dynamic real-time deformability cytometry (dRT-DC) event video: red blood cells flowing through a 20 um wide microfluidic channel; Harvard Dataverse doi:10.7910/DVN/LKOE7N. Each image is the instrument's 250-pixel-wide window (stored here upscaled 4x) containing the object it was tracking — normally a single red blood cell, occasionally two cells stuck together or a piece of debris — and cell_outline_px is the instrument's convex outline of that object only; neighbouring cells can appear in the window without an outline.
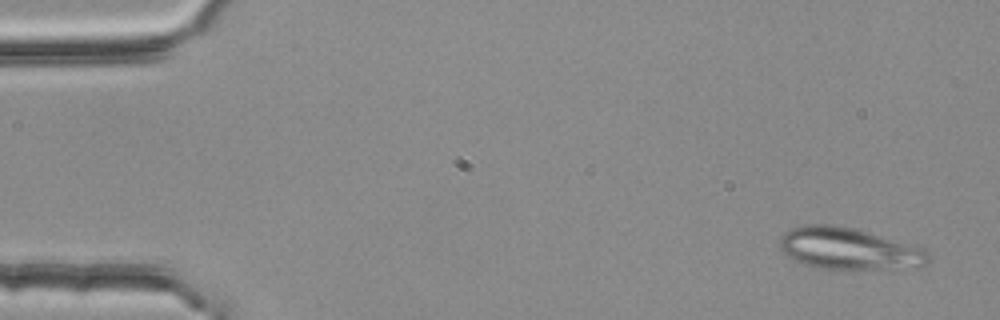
{"species": "common noctule bat (a hibernating species)", "species_latin": "Nyctalus noctula", "temperature_condition": "room temperature", "stored_images_in_passage": 4, "camera_frame_rate_fps": 3000, "um_per_image_px": 0.085, "animal": {"sex": "female", "body_mass_g": 25.1}, "frame": {"image": 1, "passage_image": 1, "time_ms": 0.0, "image_size_px": [1000, 320], "cell_outline_px": [[928, 260], [924, 264], [884, 268], [820, 268], [804, 264], [788, 256], [780, 248], [780, 236], [792, 228], [804, 224], [836, 224], [852, 228], [924, 248], [928, 252]], "centroid_in_image_um": [72.06, 21.1], "position_along_channel_um": 12.9, "area_um2": 35.08}}
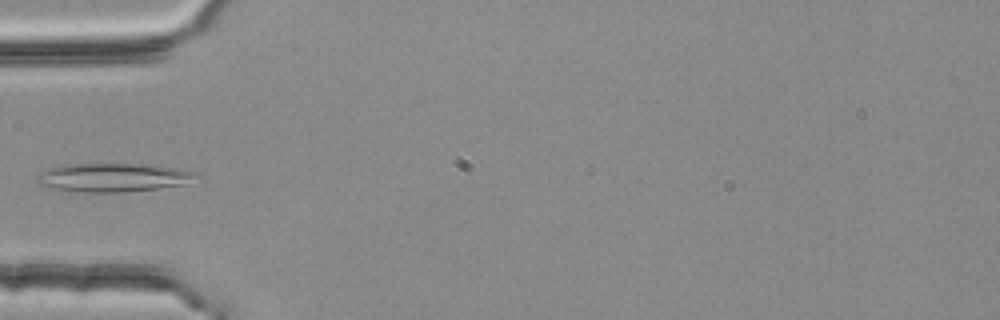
{"frame": {"image": 2, "passage_image": 4, "time_ms": 1.0, "image_size_px": [1000, 320], "cell_outline_px": [[200, 176], [184, 184], [156, 188], [124, 192], [60, 192], [36, 184], [36, 176], [40, 172], [48, 168], [64, 164], [156, 164], [196, 172]], "centroid_in_image_um": [9.52, 15.09], "position_along_channel_um": 75.5, "area_um2": 27.11}}